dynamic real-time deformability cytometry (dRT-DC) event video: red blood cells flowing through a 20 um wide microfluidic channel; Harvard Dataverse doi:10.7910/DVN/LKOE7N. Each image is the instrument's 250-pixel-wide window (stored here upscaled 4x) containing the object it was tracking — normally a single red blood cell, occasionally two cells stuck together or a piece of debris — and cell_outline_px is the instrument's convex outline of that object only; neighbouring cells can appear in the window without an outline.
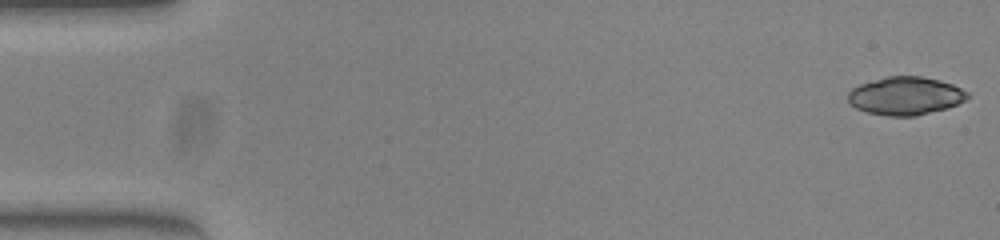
{"species": "common noctule bat (a hibernating species)", "species_latin": "Nyctalus noctula", "temperature_condition": "warm", "stored_images_in_passage": 51, "camera_frame_rate_fps": 3000, "um_per_image_px": 0.085, "animal": {"sex": "female", "body_mass_g": 23.0, "forearm_length_mm": 53.4}, "frame": {"image": 1, "passage_image": 1, "time_ms": 0.0, "image_size_px": [1000, 240], "cell_outline_px": [[968, 96], [964, 100], [948, 108], [916, 116], [888, 116], [868, 112], [856, 108], [848, 100], [848, 92], [852, 88], [860, 84], [888, 76], [920, 76], [952, 84], [968, 92]], "centroid_in_image_um": [76.95, 8.16], "position_along_channel_um": 8.1, "area_um2": 26.24}}